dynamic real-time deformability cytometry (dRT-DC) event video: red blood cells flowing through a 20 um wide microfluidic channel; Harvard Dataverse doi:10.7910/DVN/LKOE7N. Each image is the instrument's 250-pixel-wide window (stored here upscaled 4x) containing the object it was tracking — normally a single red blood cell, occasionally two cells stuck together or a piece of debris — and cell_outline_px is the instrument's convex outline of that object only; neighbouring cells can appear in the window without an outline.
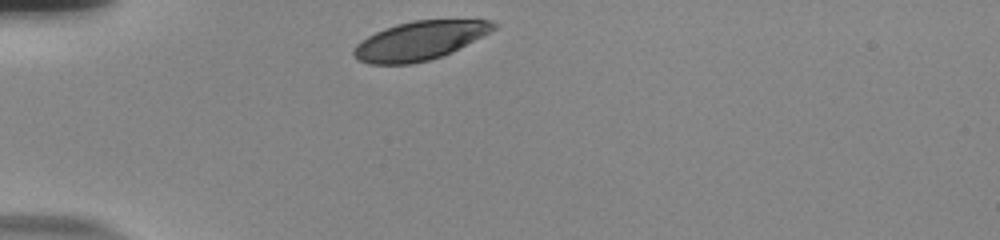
{"species": "human", "species_latin": "Homo sapiens", "temperature_condition": "room temperature", "stored_images_in_passage": 32, "camera_frame_rate_fps": 3000, "um_per_image_px": 0.085, "donor": {"sex": "male"}, "frame": {"image": 1, "passage_image": 1, "time_ms": 0.0, "image_size_px": [1000, 240], "cell_outline_px": [[500, 24], [496, 28], [452, 52], [428, 60], [412, 64], [368, 64], [356, 60], [352, 56], [352, 52], [356, 44], [360, 40], [384, 28], [396, 24], [416, 20], [492, 20]], "centroid_in_image_um": [35.63, 3.46], "position_along_channel_um": 49.4, "area_um2": 31.56}}
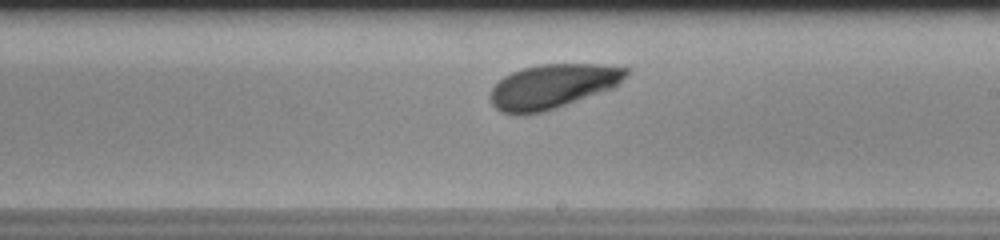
{"frame": {"image": 2, "passage_image": 19, "time_ms": 6.0, "image_size_px": [1000, 240], "cell_outline_px": [[628, 76], [612, 88], [556, 108], [544, 112], [524, 116], [520, 116], [500, 112], [492, 104], [488, 96], [492, 88], [504, 76], [512, 72], [524, 68], [540, 64], [604, 64], [628, 68]], "centroid_in_image_um": [46.94, 7.36], "position_along_channel_um": 242.1, "area_um2": 35.32}}
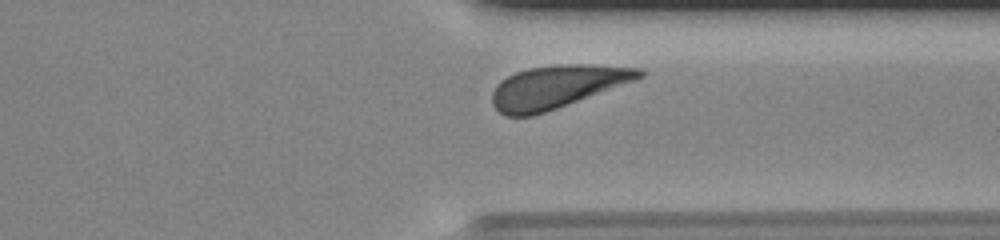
{"frame": {"image": 3, "passage_image": 29, "time_ms": 9.333, "image_size_px": [1000, 240], "cell_outline_px": [[644, 76], [556, 108], [532, 116], [504, 116], [492, 104], [492, 92], [496, 84], [500, 80], [516, 72], [528, 68], [556, 64], [588, 64], [640, 68], [644, 72]], "centroid_in_image_um": [47.27, 7.36], "position_along_channel_um": 364.1, "area_um2": 36.18}, "authors_computed_cell_mechanics": {"area_um2": 34.9401, "velocity_mm_per_s": 3.6415, "shape_relaxation_time_tau1_ms": 2.3296, "shape_relaxation_time_tau2_ms": null, "deformation_change_tau1": 0.1269, "deformation_change_tau2": null}}